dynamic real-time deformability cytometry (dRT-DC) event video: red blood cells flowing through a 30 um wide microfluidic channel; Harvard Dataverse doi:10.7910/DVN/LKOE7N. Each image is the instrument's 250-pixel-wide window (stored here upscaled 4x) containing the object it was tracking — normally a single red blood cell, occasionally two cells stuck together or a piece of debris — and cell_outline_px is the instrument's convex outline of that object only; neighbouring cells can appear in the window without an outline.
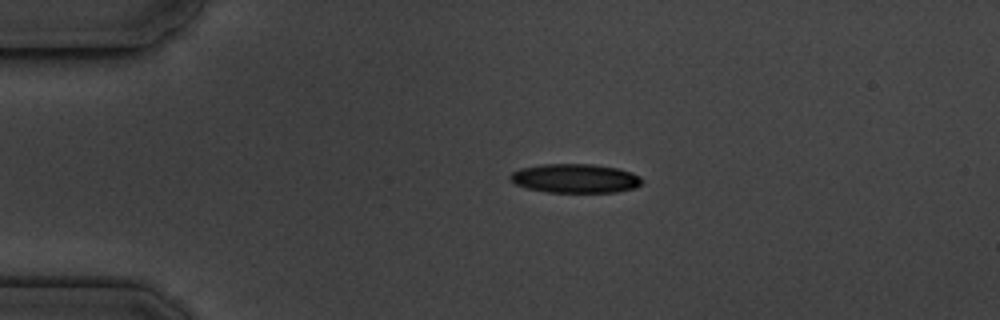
{"species": "common noctule bat (a hibernating species)", "species_latin": "Nyctalus noctula", "temperature_condition": "cold", "stored_images_in_passage": 2, "camera_frame_rate_fps": 3000, "um_per_image_px": 0.085, "animal": {"sex": "male", "body_mass_g": 19.5, "forearm_length_mm": 54.6}, "frame": {"image": 1, "passage_image": 1, "time_ms": 0.0, "image_size_px": [1000, 320], "cell_outline_px": [[644, 180], [636, 188], [616, 192], [548, 192], [528, 188], [516, 184], [508, 176], [512, 172], [520, 168], [544, 164], [592, 164], [616, 168], [632, 172], [640, 176]], "centroid_in_image_um": [48.92, 15.16], "position_along_channel_um": 36.1, "area_um2": 22.25}}